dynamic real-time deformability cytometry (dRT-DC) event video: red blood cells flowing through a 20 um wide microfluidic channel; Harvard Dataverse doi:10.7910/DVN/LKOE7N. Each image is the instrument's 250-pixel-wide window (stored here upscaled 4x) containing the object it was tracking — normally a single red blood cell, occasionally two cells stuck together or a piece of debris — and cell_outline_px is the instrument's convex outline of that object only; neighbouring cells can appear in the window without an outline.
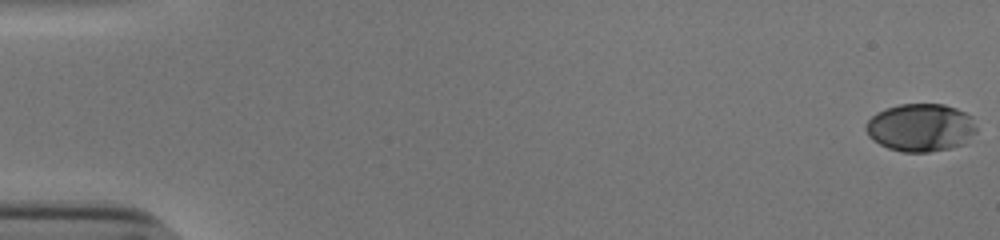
{"species": "human", "species_latin": "Homo sapiens", "temperature_condition": "cold", "stored_images_in_passage": 18, "camera_frame_rate_fps": 3000, "um_per_image_px": 0.085, "donor": {"sex": "male"}, "frame": {"image": 1, "passage_image": 1, "time_ms": 0.0, "image_size_px": [1000, 240], "cell_outline_px": [[976, 132], [964, 144], [948, 148], [928, 152], [904, 152], [888, 148], [872, 140], [868, 136], [864, 128], [864, 124], [876, 112], [884, 108], [900, 104], [944, 104], [956, 108], [972, 116], [976, 128]], "centroid_in_image_um": [78.23, 10.83], "position_along_channel_um": 6.8, "area_um2": 31.1}}